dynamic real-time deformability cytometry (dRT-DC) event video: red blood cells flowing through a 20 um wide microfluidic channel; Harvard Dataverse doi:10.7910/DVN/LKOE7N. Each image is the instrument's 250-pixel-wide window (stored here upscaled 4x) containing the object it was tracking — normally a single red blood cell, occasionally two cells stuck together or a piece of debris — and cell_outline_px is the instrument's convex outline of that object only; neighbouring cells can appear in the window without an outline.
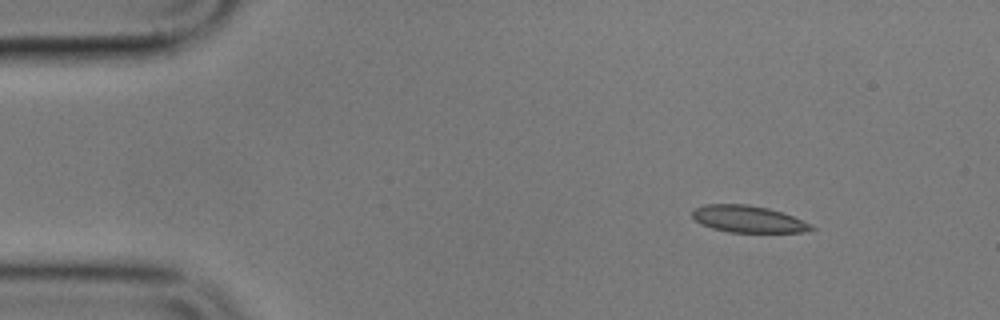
{"species": "common noctule bat (a hibernating species)", "species_latin": "Nyctalus noctula", "temperature_condition": "cold", "stored_images_in_passage": 10, "camera_frame_rate_fps": 3000, "um_per_image_px": 0.085, "animal": {"sex": "male", "body_mass_g": 17.9}, "frame": {"image": 1, "passage_image": 1, "time_ms": 0.0, "image_size_px": [1000, 320], "cell_outline_px": [[816, 228], [804, 232], [728, 232], [712, 228], [700, 224], [692, 216], [692, 208], [704, 204], [748, 204], [768, 208], [792, 216], [812, 224]], "centroid_in_image_um": [63.55, 18.61], "position_along_channel_um": 21.4, "area_um2": 18.67}}
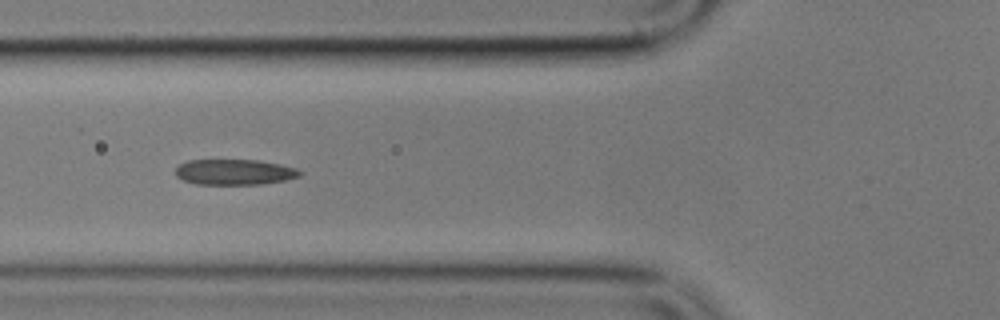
{"frame": {"image": 2, "passage_image": 5, "time_ms": 4.667, "image_size_px": [1000, 320], "cell_outline_px": [[304, 172], [300, 176], [284, 180], [260, 184], [196, 184], [184, 180], [176, 176], [176, 168], [180, 164], [188, 160], [260, 160], [280, 164], [296, 168]], "centroid_in_image_um": [19.95, 14.62], "position_along_channel_um": 105.9, "area_um2": 18.5}}
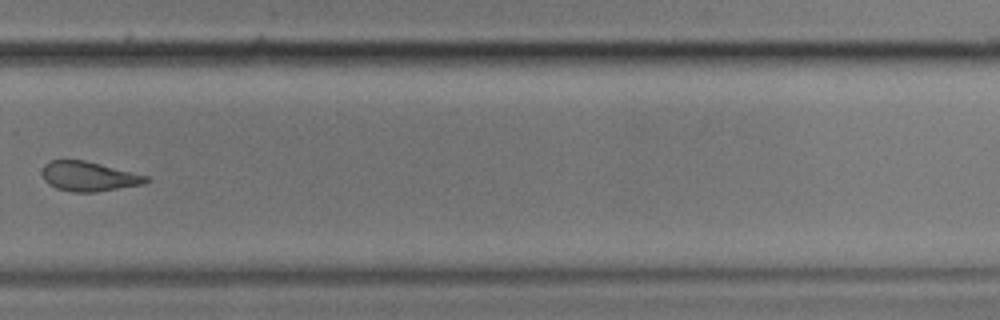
{"frame": {"image": 3, "passage_image": 10, "time_ms": 11.0, "image_size_px": [1000, 320], "cell_outline_px": [[152, 180], [144, 184], [96, 192], [72, 192], [56, 188], [48, 184], [44, 180], [40, 172], [44, 164], [52, 160], [84, 160], [148, 176]], "centroid_in_image_um": [7.52, 15.0], "position_along_channel_um": 322.3, "area_um2": 18.03}}